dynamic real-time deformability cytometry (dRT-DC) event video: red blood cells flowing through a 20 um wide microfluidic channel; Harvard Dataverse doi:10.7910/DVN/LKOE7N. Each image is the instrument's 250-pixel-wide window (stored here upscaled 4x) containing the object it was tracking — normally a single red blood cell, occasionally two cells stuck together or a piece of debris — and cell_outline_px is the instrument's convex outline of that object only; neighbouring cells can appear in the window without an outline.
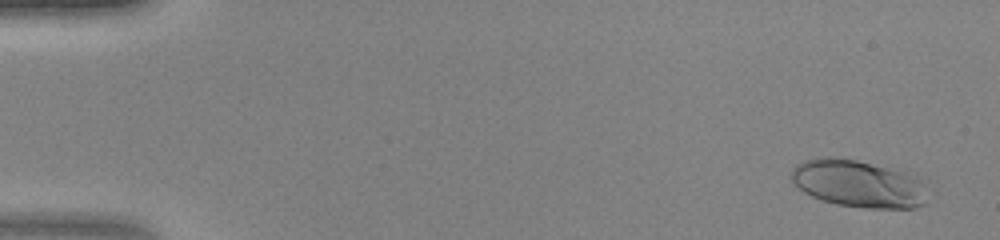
{"species": "human", "species_latin": "Homo sapiens", "temperature_condition": "warm", "stored_images_in_passage": 48, "camera_frame_rate_fps": 3000, "um_per_image_px": 0.085, "donor": {"sex": "female"}, "frame": {"image": 1, "passage_image": 3, "time_ms": 0.667, "image_size_px": [1000, 240], "cell_outline_px": [[924, 204], [916, 208], [868, 208], [836, 204], [812, 196], [804, 192], [792, 180], [792, 168], [796, 164], [808, 160], [828, 156], [856, 160], [916, 176], [920, 180]], "centroid_in_image_um": [72.89, 15.62], "position_along_channel_um": 12.1, "area_um2": 36.53}}
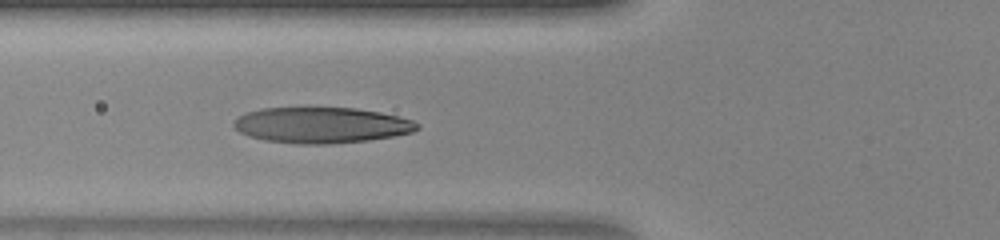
{"frame": {"image": 2, "passage_image": 19, "time_ms": 6.0, "image_size_px": [1000, 240], "cell_outline_px": [[420, 128], [412, 132], [392, 136], [368, 140], [328, 144], [300, 144], [264, 140], [248, 136], [240, 132], [232, 124], [240, 116], [248, 112], [260, 108], [304, 104], [356, 108], [380, 112], [400, 116], [412, 120], [420, 124]], "centroid_in_image_um": [27.3, 10.58], "position_along_channel_um": 98.5, "area_um2": 39.59}}
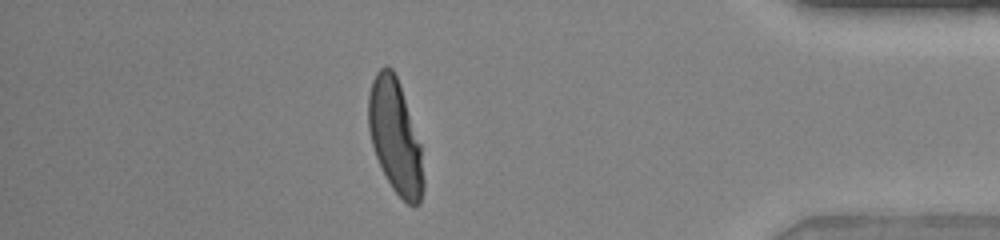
{"frame": {"image": 3, "passage_image": 42, "time_ms": 13.667, "image_size_px": [1000, 240], "cell_outline_px": [[424, 188], [420, 204], [412, 208], [392, 188], [376, 156], [372, 144], [368, 128], [368, 96], [372, 80], [376, 72], [384, 64], [388, 64], [392, 68], [400, 84], [420, 144], [424, 180]], "centroid_in_image_um": [33.59, 11.61], "position_along_channel_um": 401.6, "area_um2": 36.36}}